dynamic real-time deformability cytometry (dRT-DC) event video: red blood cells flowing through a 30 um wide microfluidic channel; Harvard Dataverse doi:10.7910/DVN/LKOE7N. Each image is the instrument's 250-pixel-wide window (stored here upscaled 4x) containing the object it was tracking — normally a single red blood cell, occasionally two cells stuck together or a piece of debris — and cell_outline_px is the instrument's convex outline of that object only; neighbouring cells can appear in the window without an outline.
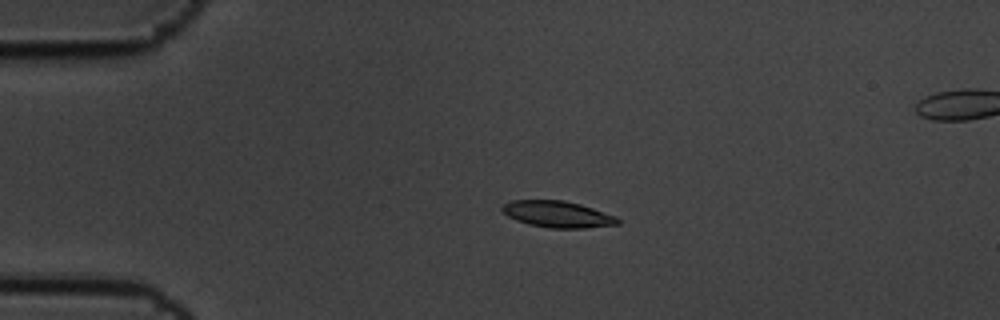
{"species": "common noctule bat (a hibernating species)", "species_latin": "Nyctalus noctula", "temperature_condition": "cold", "stored_images_in_passage": 6, "camera_frame_rate_fps": 3000, "um_per_image_px": 0.085, "animal": {"sex": "male", "body_mass_g": 19.5, "forearm_length_mm": 54.6}, "frame": {"image": 1, "passage_image": 4, "time_ms": 1.0, "image_size_px": [1000, 320], "cell_outline_px": [[620, 224], [584, 228], [548, 228], [528, 224], [516, 220], [508, 216], [500, 208], [504, 204], [512, 200], [564, 200], [580, 204], [616, 216], [620, 220]], "centroid_in_image_um": [47.39, 18.21], "position_along_channel_um": 37.6, "area_um2": 17.8}}